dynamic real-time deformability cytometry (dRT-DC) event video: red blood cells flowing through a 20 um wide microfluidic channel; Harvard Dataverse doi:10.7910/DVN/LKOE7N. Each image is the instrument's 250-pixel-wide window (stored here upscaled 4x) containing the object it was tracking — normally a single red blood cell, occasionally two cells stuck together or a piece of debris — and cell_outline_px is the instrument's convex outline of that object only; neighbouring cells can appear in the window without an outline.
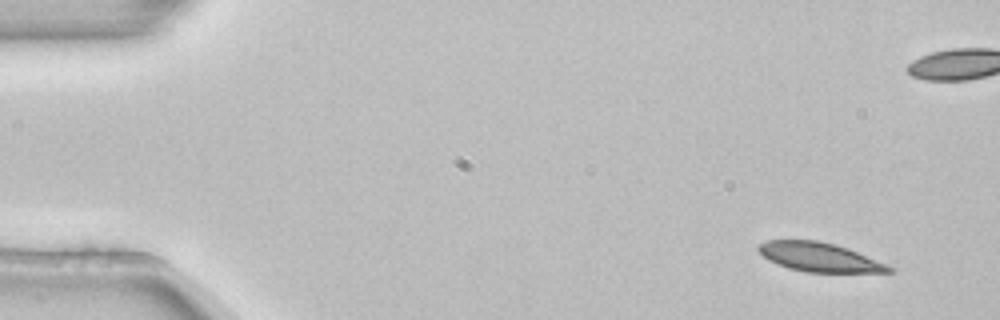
{"species": "common noctule bat (a hibernating species)", "species_latin": "Nyctalus noctula", "temperature_condition": "room temperature", "stored_images_in_passage": 5, "camera_frame_rate_fps": 3000, "um_per_image_px": 0.085, "animal": {"sex": "female", "body_mass_g": 22.7, "forearm_length_mm": 54.2}, "frame": {"image": 1, "passage_image": 1, "time_ms": 0.0, "image_size_px": [1000, 320], "cell_outline_px": [[892, 272], [808, 272], [788, 268], [768, 260], [756, 248], [760, 244], [768, 240], [816, 240], [836, 244], [848, 248], [884, 264], [892, 268]], "centroid_in_image_um": [69.59, 21.85], "position_along_channel_um": 15.4, "area_um2": 21.68}}
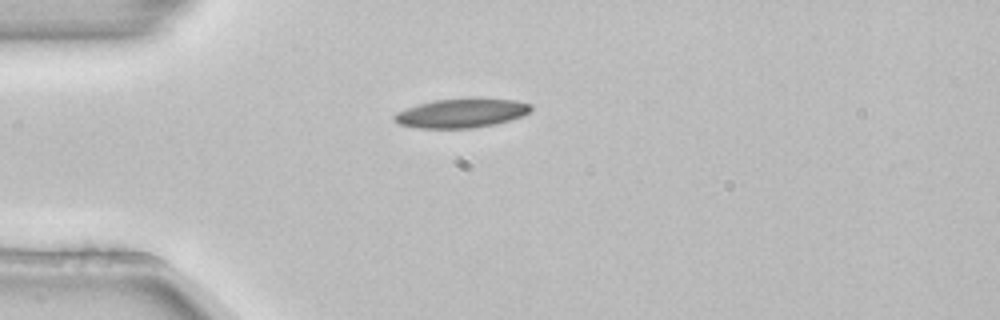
{"frame": {"image": 2, "passage_image": 5, "time_ms": 1.333, "image_size_px": [1000, 320], "cell_outline_px": [[532, 108], [524, 116], [492, 124], [472, 128], [416, 128], [396, 124], [392, 120], [392, 116], [396, 112], [420, 104], [436, 100], [476, 96], [516, 100], [532, 104]], "centroid_in_image_um": [39.22, 9.59], "position_along_channel_um": 45.8, "area_um2": 23.7}}